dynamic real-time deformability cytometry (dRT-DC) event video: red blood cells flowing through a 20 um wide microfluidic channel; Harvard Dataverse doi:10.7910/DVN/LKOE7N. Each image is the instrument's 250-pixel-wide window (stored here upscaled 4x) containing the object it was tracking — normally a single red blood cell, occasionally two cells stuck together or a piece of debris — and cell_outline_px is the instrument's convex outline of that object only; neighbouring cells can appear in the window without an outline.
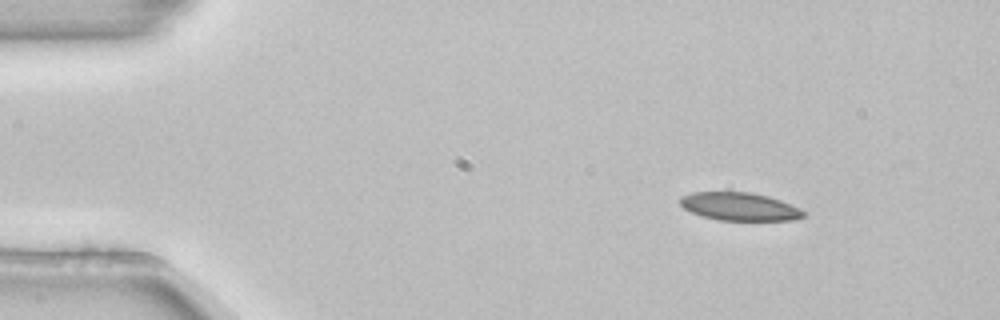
{"species": "common noctule bat (a hibernating species)", "species_latin": "Nyctalus noctula", "temperature_condition": "room temperature", "stored_images_in_passage": 47, "camera_frame_rate_fps": 3000, "um_per_image_px": 0.085, "animal": {"sex": "female", "body_mass_g": 22.7, "forearm_length_mm": 54.2}, "frame": {"image": 1, "passage_image": 1, "time_ms": 0.0, "image_size_px": [1000, 320], "cell_outline_px": [[808, 212], [804, 216], [792, 220], [720, 220], [704, 216], [692, 212], [684, 208], [680, 204], [680, 196], [692, 192], [748, 192], [768, 196], [780, 200], [800, 208]], "centroid_in_image_um": [62.88, 17.55], "position_along_channel_um": 22.1, "area_um2": 20.06}}
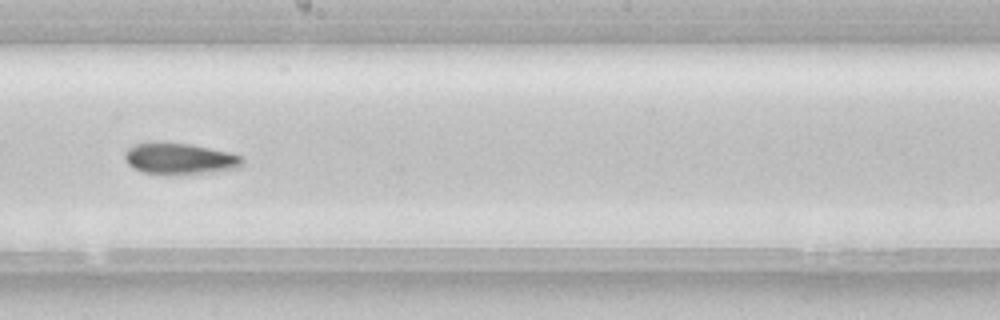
{"frame": {"image": 2, "passage_image": 24, "time_ms": 7.667, "image_size_px": [1000, 320], "cell_outline_px": [[244, 160], [240, 168], [200, 172], [144, 172], [132, 168], [124, 160], [124, 152], [128, 148], [136, 144], [152, 140], [156, 140], [192, 144], [228, 152], [240, 156]], "centroid_in_image_um": [15.2, 13.41], "position_along_channel_um": 233.0, "area_um2": 21.1}}
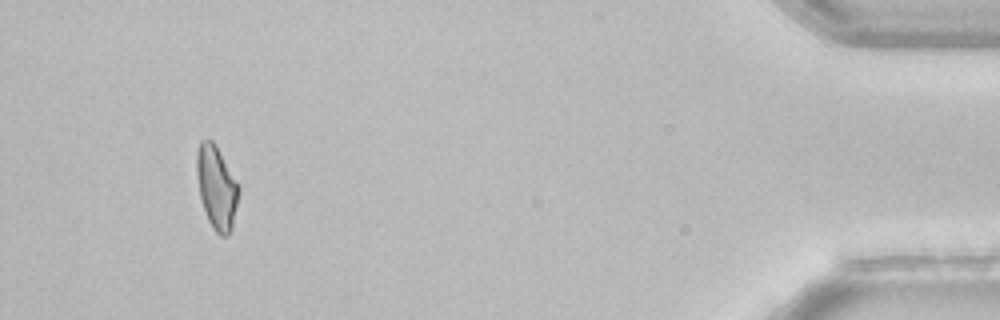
{"frame": {"image": 3, "passage_image": 44, "time_ms": 14.333, "image_size_px": [1000, 320], "cell_outline_px": [[240, 188], [232, 228], [228, 236], [220, 236], [212, 228], [208, 220], [200, 196], [196, 172], [196, 152], [200, 140], [212, 140], [216, 144], [236, 180]], "centroid_in_image_um": [18.4, 15.92], "position_along_channel_um": 416.8, "area_um2": 20.4}}